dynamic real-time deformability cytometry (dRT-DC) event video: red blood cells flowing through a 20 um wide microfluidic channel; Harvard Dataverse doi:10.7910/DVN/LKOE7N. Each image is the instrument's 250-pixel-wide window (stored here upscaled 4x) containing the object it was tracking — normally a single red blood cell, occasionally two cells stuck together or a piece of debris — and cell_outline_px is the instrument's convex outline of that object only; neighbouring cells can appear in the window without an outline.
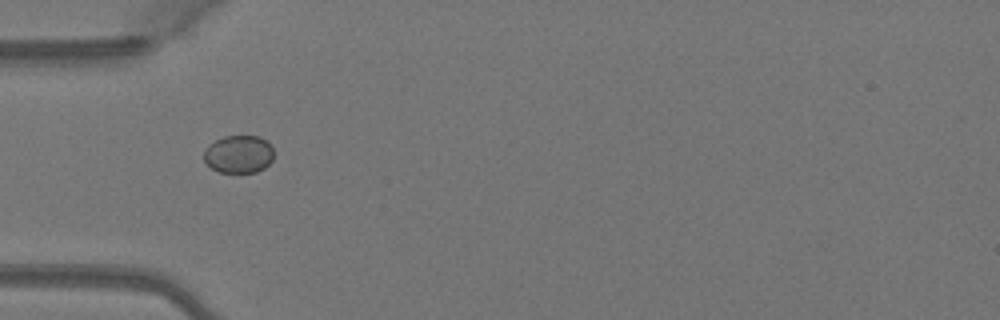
{"species": "Egyptian fruit bat (a non-hibernating species)", "species_latin": "Rousettus aegyptiacus", "temperature_condition": "warm", "stored_images_in_passage": 35, "camera_frame_rate_fps": 3000, "um_per_image_px": 0.085, "animal": {"sex": "female"}, "frame": {"image": 1, "passage_image": 1, "time_ms": 0.0, "image_size_px": [1000, 320], "cell_outline_px": [[272, 160], [264, 168], [256, 172], [220, 172], [212, 168], [204, 160], [204, 152], [208, 144], [224, 136], [260, 136], [268, 140], [272, 144]], "centroid_in_image_um": [20.31, 13.09], "position_along_channel_um": 64.7, "area_um2": 15.43}}
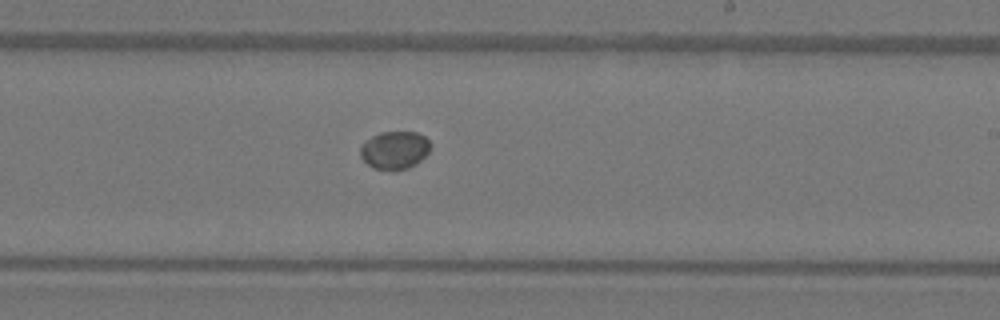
{"frame": {"image": 2, "passage_image": 15, "time_ms": 4.667, "image_size_px": [1000, 320], "cell_outline_px": [[432, 144], [428, 152], [416, 164], [408, 168], [392, 172], [388, 172], [372, 168], [360, 156], [360, 148], [372, 136], [380, 132], [416, 132], [424, 136]], "centroid_in_image_um": [33.55, 12.79], "position_along_channel_um": 255.5, "area_um2": 15.66}}
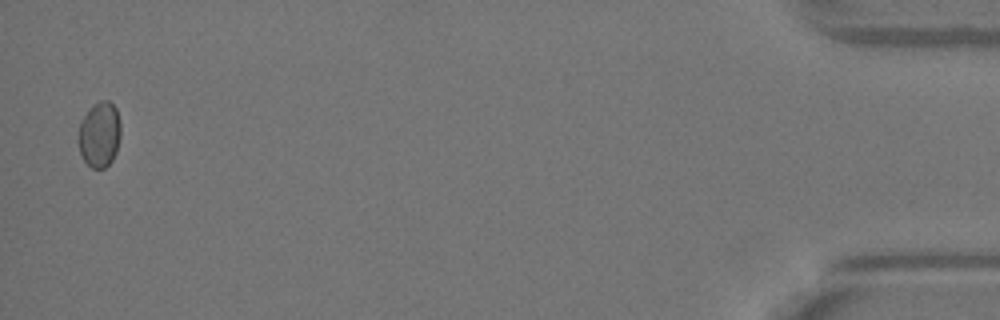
{"frame": {"image": 3, "passage_image": 34, "time_ms": 11.0, "image_size_px": [1000, 320], "cell_outline_px": [[120, 136], [116, 152], [112, 160], [104, 168], [92, 168], [84, 160], [80, 152], [80, 120], [100, 100], [108, 100], [116, 108], [120, 120]], "centroid_in_image_um": [8.49, 11.44], "position_along_channel_um": 426.7, "area_um2": 15.72}}